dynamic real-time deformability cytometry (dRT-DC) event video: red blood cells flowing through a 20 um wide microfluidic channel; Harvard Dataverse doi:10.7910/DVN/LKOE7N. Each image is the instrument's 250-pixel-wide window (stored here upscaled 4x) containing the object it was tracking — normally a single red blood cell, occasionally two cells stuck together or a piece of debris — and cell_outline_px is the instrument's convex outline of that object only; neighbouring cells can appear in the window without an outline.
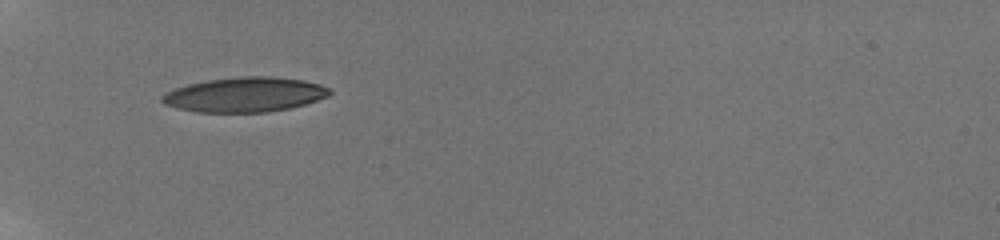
{"species": "human", "species_latin": "Homo sapiens", "temperature_condition": "room temperature", "stored_images_in_passage": 2, "camera_frame_rate_fps": 3000, "um_per_image_px": 0.085, "donor": {"sex": "male"}, "frame": {"image": 1, "passage_image": 1, "time_ms": 0.0, "image_size_px": [1000, 240], "cell_outline_px": [[332, 92], [328, 96], [304, 104], [288, 108], [268, 112], [196, 112], [176, 108], [164, 104], [160, 100], [160, 96], [176, 88], [188, 84], [208, 80], [240, 76], [272, 76], [304, 80], [320, 84], [328, 88]], "centroid_in_image_um": [20.79, 8.04], "position_along_channel_um": 64.2, "area_um2": 33.87}}